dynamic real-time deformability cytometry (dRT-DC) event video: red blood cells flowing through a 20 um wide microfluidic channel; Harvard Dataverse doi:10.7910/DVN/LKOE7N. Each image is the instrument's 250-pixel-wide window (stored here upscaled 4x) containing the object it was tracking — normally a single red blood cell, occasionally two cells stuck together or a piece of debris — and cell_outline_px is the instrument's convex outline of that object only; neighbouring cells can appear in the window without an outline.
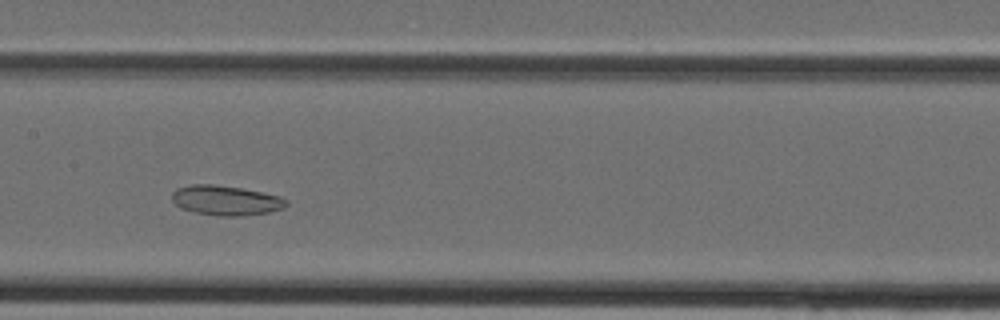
{"species": "Egyptian fruit bat (a non-hibernating species)", "species_latin": "Rousettus aegyptiacus", "temperature_condition": "cold", "stored_images_in_passage": 33, "camera_frame_rate_fps": 3000, "um_per_image_px": 0.085, "animal": {"sex": "female"}, "frame": {"image": 1, "passage_image": 13, "time_ms": 4.0, "image_size_px": [1000, 320], "cell_outline_px": [[288, 204], [284, 208], [268, 212], [244, 216], [216, 216], [196, 212], [180, 208], [172, 200], [172, 192], [176, 188], [192, 184], [212, 184], [240, 188], [280, 196], [288, 200]], "centroid_in_image_um": [19.19, 17.04], "position_along_channel_um": 188.2, "area_um2": 19.88}}
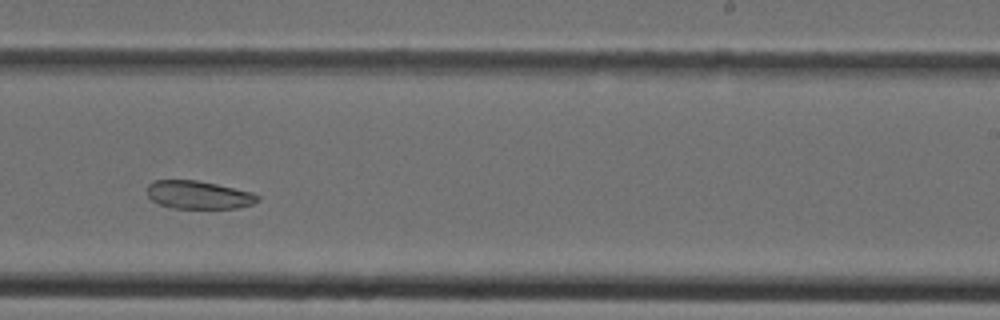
{"frame": {"image": 2, "passage_image": 18, "time_ms": 5.667, "image_size_px": [1000, 320], "cell_outline_px": [[260, 200], [252, 204], [236, 208], [172, 208], [160, 204], [152, 200], [148, 196], [148, 184], [152, 180], [196, 180], [216, 184], [252, 192], [260, 196]], "centroid_in_image_um": [16.88, 16.56], "position_along_channel_um": 272.1, "area_um2": 18.03}}
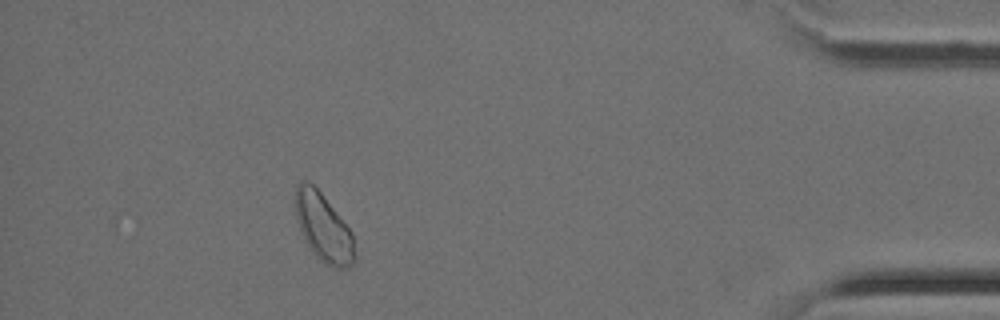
{"frame": {"image": 3, "passage_image": 29, "time_ms": 9.333, "image_size_px": [1000, 320], "cell_outline_px": [[356, 260], [348, 268], [332, 268], [324, 264], [312, 252], [304, 240], [296, 216], [296, 184], [300, 180], [308, 180], [320, 192], [352, 232], [356, 256]], "centroid_in_image_um": [27.5, 19.38], "position_along_channel_um": 407.7, "area_um2": 23.52}}